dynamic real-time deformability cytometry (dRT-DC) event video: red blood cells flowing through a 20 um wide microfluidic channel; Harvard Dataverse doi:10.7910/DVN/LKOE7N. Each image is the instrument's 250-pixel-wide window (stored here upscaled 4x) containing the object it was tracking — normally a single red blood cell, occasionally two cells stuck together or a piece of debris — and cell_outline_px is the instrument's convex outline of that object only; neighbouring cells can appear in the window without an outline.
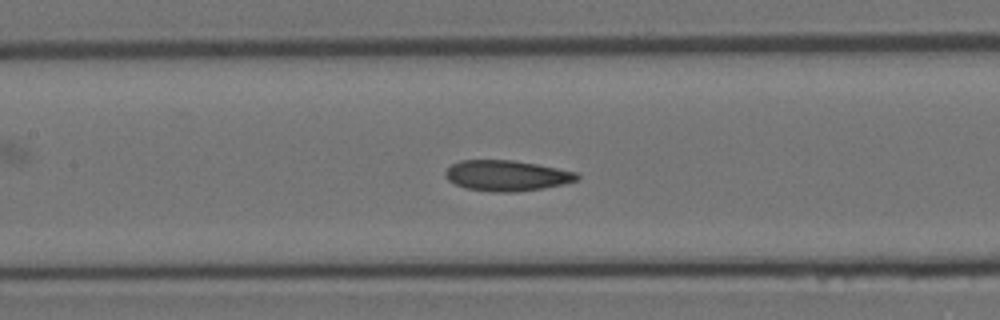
{"species": "Egyptian fruit bat (a non-hibernating species)", "species_latin": "Rousettus aegyptiacus", "temperature_condition": "room temperature", "stored_images_in_passage": 22, "camera_frame_rate_fps": 3000, "um_per_image_px": 0.085, "animal": {"sex": "female"}, "frame": {"image": 1, "passage_image": 13, "time_ms": 4.0, "image_size_px": [1000, 320], "cell_outline_px": [[580, 176], [576, 180], [564, 184], [544, 188], [516, 192], [492, 192], [464, 188], [448, 180], [444, 176], [444, 172], [452, 164], [460, 160], [512, 160], [536, 164], [576, 172]], "centroid_in_image_um": [43.04, 14.93], "position_along_channel_um": 164.4, "area_um2": 23.52}}
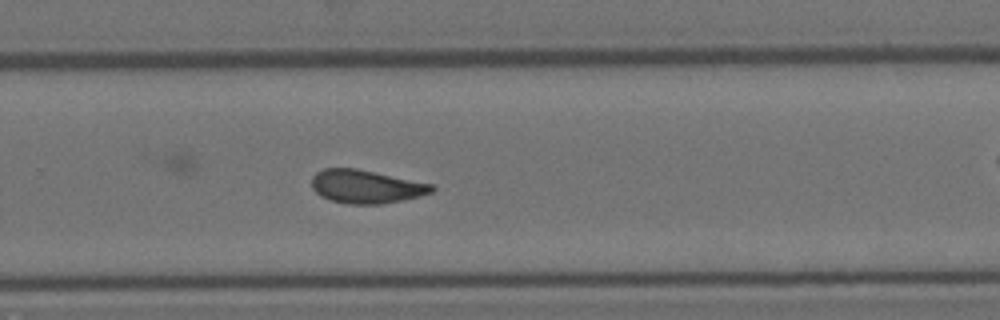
{"frame": {"image": 2, "passage_image": 19, "time_ms": 6.0, "image_size_px": [1000, 320], "cell_outline_px": [[436, 188], [432, 192], [420, 196], [384, 204], [348, 204], [332, 200], [320, 196], [312, 188], [312, 176], [316, 172], [324, 168], [356, 168], [436, 184]], "centroid_in_image_um": [31.15, 15.85], "position_along_channel_um": 298.6, "area_um2": 23.58}}